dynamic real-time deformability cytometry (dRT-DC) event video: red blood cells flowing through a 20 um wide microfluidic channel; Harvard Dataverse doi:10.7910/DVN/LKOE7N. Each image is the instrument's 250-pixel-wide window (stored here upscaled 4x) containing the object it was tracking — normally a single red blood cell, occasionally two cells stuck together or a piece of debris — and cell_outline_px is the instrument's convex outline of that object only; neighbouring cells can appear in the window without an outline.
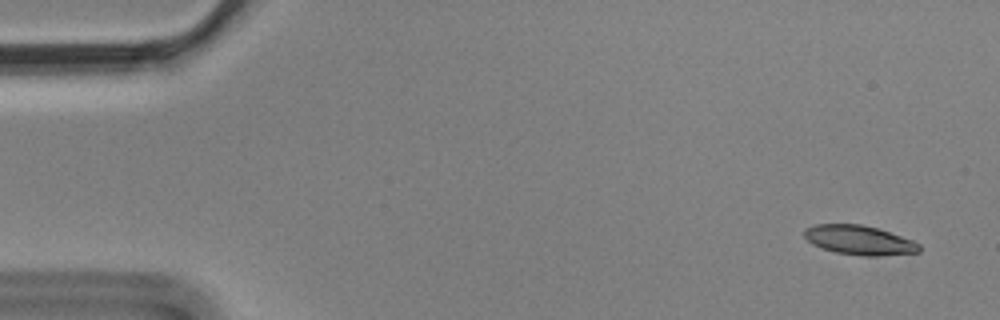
{"species": "Egyptian fruit bat (a non-hibernating species)", "species_latin": "Rousettus aegyptiacus", "temperature_condition": "cold", "stored_images_in_passage": 4, "camera_frame_rate_fps": 3000, "um_per_image_px": 0.085, "animal": {"sex": "male"}, "frame": {"image": 1, "passage_image": 1, "time_ms": 0.0, "image_size_px": [1000, 320], "cell_outline_px": [[920, 252], [880, 256], [864, 256], [836, 252], [820, 248], [812, 244], [804, 236], [804, 228], [816, 224], [860, 224], [876, 228], [912, 240], [920, 244]], "centroid_in_image_um": [73.01, 20.41], "position_along_channel_um": 12.0, "area_um2": 19.59}}
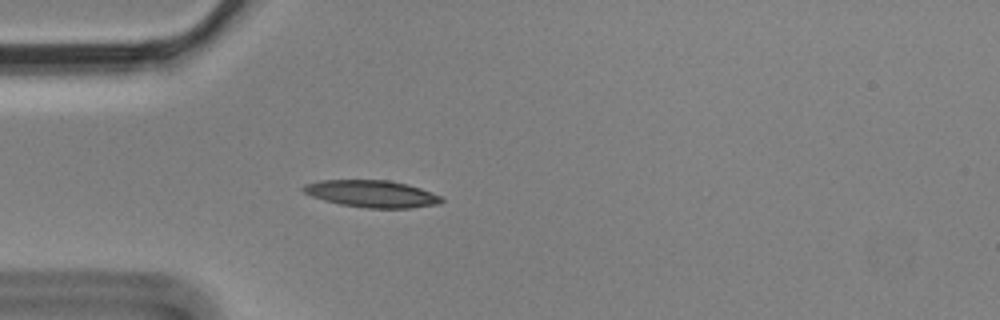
{"frame": {"image": 2, "passage_image": 4, "time_ms": 1.0, "image_size_px": [1000, 320], "cell_outline_px": [[444, 200], [440, 204], [412, 208], [368, 208], [340, 204], [324, 200], [312, 196], [304, 192], [300, 188], [304, 184], [320, 180], [388, 180], [408, 184], [420, 188], [440, 196]], "centroid_in_image_um": [31.6, 16.47], "position_along_channel_um": 53.4, "area_um2": 21.79}}